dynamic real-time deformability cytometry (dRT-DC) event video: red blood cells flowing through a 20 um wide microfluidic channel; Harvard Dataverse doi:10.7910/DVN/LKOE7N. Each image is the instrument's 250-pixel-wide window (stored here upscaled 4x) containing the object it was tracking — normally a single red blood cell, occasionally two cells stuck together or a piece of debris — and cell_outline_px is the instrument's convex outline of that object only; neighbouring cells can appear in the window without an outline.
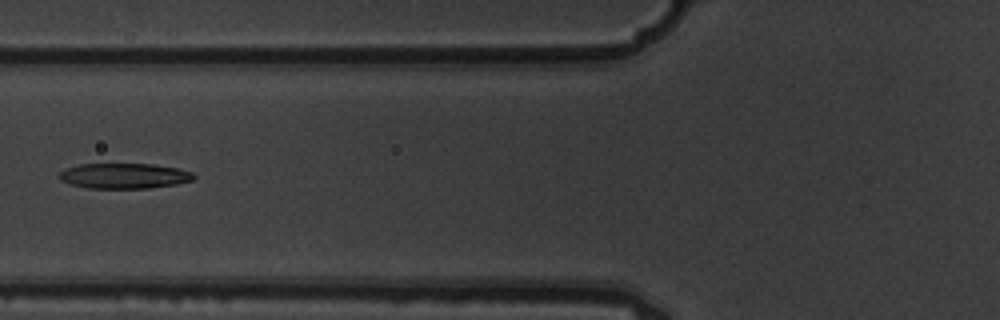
{"species": "common noctule bat (a hibernating species)", "species_latin": "Nyctalus noctula", "temperature_condition": "warm", "stored_images_in_passage": 8, "camera_frame_rate_fps": 3000, "um_per_image_px": 0.085, "animal": {"sex": "male", "body_mass_g": 19.5, "forearm_length_mm": 54.6}, "frame": {"image": 1, "passage_image": 4, "time_ms": 1.0, "image_size_px": [1000, 320], "cell_outline_px": [[196, 176], [192, 180], [176, 184], [148, 188], [88, 188], [72, 184], [60, 180], [56, 176], [60, 172], [68, 168], [80, 164], [152, 164], [180, 168], [192, 172]], "centroid_in_image_um": [10.57, 14.94], "position_along_channel_um": 115.2, "area_um2": 19.83}}
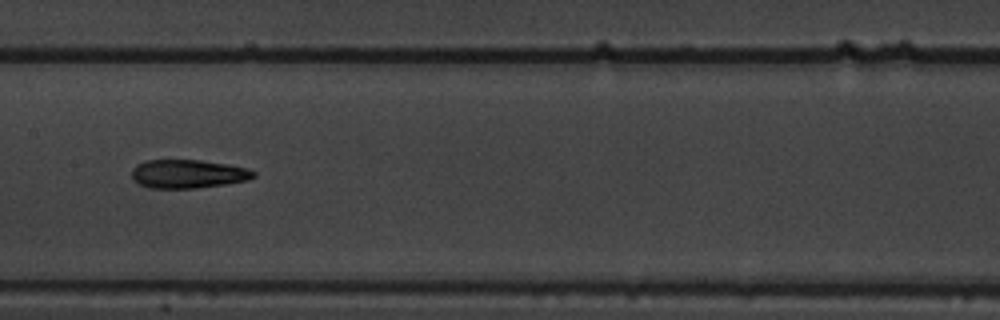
{"frame": {"image": 2, "passage_image": 6, "time_ms": 1.667, "image_size_px": [1000, 320], "cell_outline_px": [[256, 176], [248, 180], [228, 184], [196, 188], [148, 188], [132, 180], [132, 168], [136, 164], [144, 160], [200, 160], [248, 168], [256, 172]], "centroid_in_image_um": [15.96, 14.78], "position_along_channel_um": 191.4, "area_um2": 20.46}}
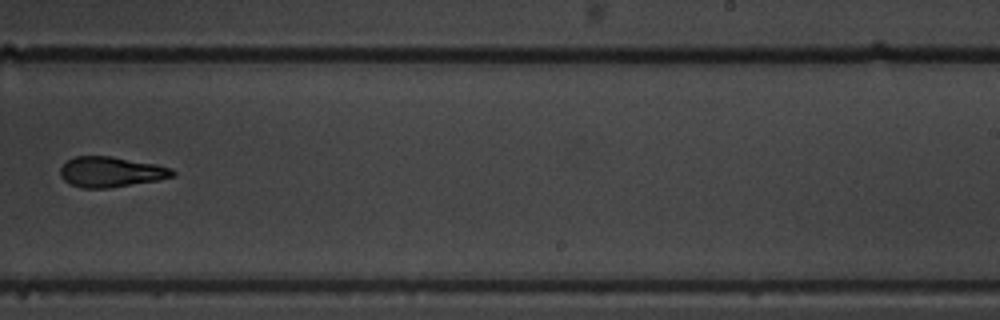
{"frame": {"image": 3, "passage_image": 8, "time_ms": 2.333, "image_size_px": [1000, 320], "cell_outline_px": [[176, 176], [156, 180], [108, 188], [80, 188], [64, 180], [60, 176], [60, 168], [72, 156], [112, 156], [156, 164], [172, 168], [176, 172]], "centroid_in_image_um": [9.43, 14.6], "position_along_channel_um": 279.6, "area_um2": 19.88}}